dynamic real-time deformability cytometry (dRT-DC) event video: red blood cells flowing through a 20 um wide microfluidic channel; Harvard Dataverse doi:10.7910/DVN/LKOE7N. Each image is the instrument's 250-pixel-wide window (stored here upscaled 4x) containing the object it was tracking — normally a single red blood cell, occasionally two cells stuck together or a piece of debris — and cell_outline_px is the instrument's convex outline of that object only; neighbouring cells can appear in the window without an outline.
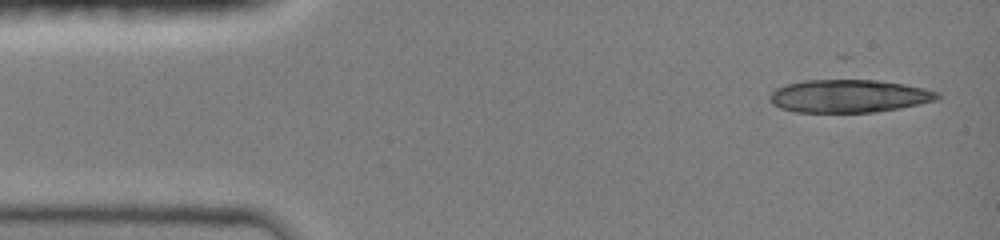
{"species": "common noctule bat (a hibernating species)", "species_latin": "Nyctalus noctula", "temperature_condition": "room temperature", "stored_images_in_passage": 6, "camera_frame_rate_fps": 3000, "um_per_image_px": 0.085, "animal": {"sex": "female", "body_mass_g": 19.0, "forearm_length_mm": 51.5}, "frame": {"image": 1, "passage_image": 1, "time_ms": 0.0, "image_size_px": [1000, 240], "cell_outline_px": [[940, 100], [900, 108], [872, 112], [796, 112], [780, 108], [772, 104], [768, 100], [768, 96], [776, 88], [788, 84], [804, 80], [876, 80], [904, 84], [924, 88], [940, 92]], "centroid_in_image_um": [72.17, 8.17], "position_along_channel_um": 12.8, "area_um2": 32.31}}